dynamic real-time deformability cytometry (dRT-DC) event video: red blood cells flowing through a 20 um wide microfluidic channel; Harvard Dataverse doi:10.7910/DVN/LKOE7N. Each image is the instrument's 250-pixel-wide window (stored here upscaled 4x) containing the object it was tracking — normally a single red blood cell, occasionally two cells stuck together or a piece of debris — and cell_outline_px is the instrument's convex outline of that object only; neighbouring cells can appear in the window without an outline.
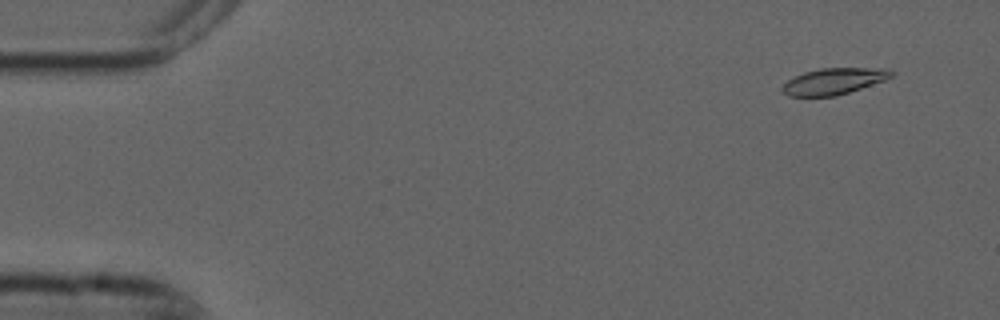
{"species": "common noctule bat (a hibernating species)", "species_latin": "Nyctalus noctula", "temperature_condition": "cold", "stored_images_in_passage": 8, "camera_frame_rate_fps": 3000, "um_per_image_px": 0.085, "animal": {"sex": "male", "forearm_length_mm": 52.5}, "frame": {"image": 1, "passage_image": 1, "time_ms": 0.0, "image_size_px": [1000, 320], "cell_outline_px": [[896, 72], [892, 76], [884, 80], [836, 96], [788, 96], [780, 88], [788, 80], [804, 72], [820, 68], [888, 68]], "centroid_in_image_um": [70.88, 6.89], "position_along_channel_um": 14.1, "area_um2": 16.59}}
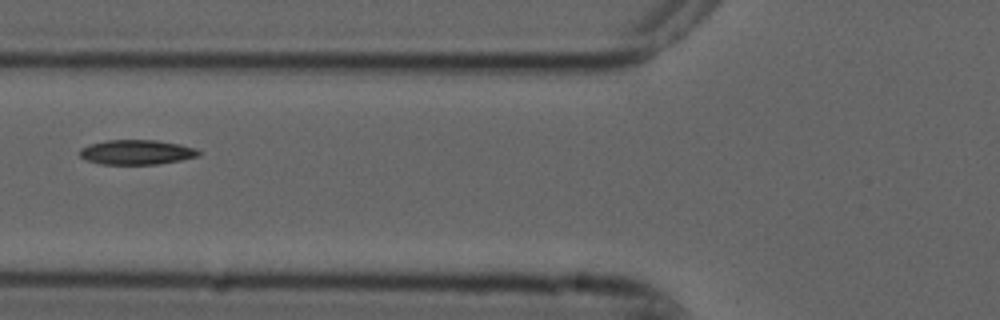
{"frame": {"image": 2, "passage_image": 5, "time_ms": 1.333, "image_size_px": [1000, 320], "cell_outline_px": [[200, 156], [180, 160], [156, 164], [100, 164], [88, 160], [80, 156], [80, 148], [88, 144], [108, 140], [156, 140], [180, 144], [196, 148], [200, 152]], "centroid_in_image_um": [11.62, 12.93], "position_along_channel_um": 114.2, "area_um2": 17.11}}
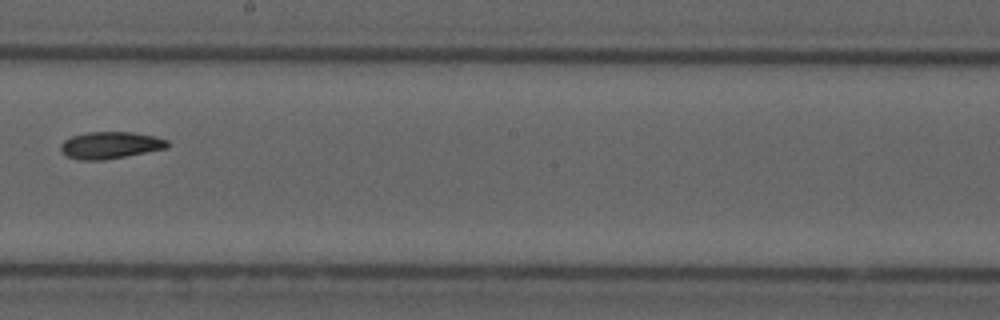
{"frame": {"image": 3, "passage_image": 8, "time_ms": 2.333, "image_size_px": [1000, 320], "cell_outline_px": [[168, 148], [104, 160], [80, 160], [68, 156], [60, 148], [60, 144], [64, 140], [72, 136], [88, 132], [132, 132], [156, 136], [168, 140]], "centroid_in_image_um": [9.4, 12.33], "position_along_channel_um": 238.8, "area_um2": 16.7}}